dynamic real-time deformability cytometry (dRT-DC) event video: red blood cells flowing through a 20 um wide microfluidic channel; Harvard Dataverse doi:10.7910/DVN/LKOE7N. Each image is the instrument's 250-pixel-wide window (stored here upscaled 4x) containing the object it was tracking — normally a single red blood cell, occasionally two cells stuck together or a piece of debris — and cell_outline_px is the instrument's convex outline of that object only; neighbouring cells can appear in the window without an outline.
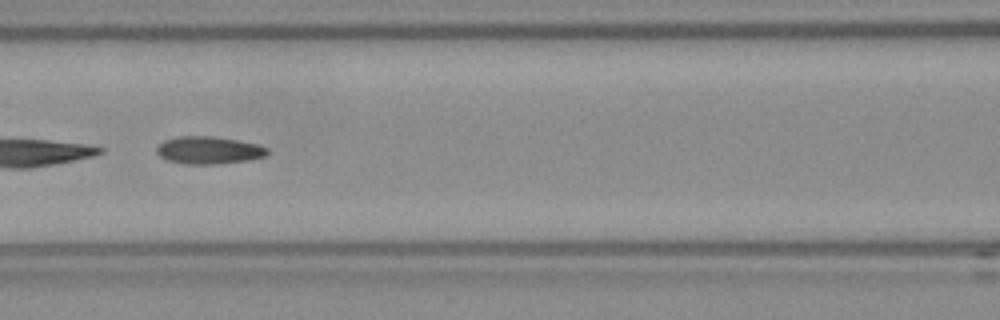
{"species": "Egyptian fruit bat (a non-hibernating species)", "species_latin": "Rousettus aegyptiacus", "temperature_condition": "room temperature", "stored_images_in_passage": 24, "segment_of_instrument_passage": [2, 2], "camera_frame_rate_fps": 3000, "um_per_image_px": 0.085, "frame": {"image": 1, "passage_image": 22, "time_ms": 7.0, "image_size_px": [1000, 320], "cell_outline_px": [[268, 152], [264, 156], [248, 160], [220, 164], [188, 164], [168, 160], [160, 156], [156, 152], [156, 148], [164, 140], [180, 136], [212, 136], [236, 140], [256, 144], [268, 148]], "centroid_in_image_um": [17.73, 12.77], "position_along_channel_um": 148.9, "area_um2": 17.57}}